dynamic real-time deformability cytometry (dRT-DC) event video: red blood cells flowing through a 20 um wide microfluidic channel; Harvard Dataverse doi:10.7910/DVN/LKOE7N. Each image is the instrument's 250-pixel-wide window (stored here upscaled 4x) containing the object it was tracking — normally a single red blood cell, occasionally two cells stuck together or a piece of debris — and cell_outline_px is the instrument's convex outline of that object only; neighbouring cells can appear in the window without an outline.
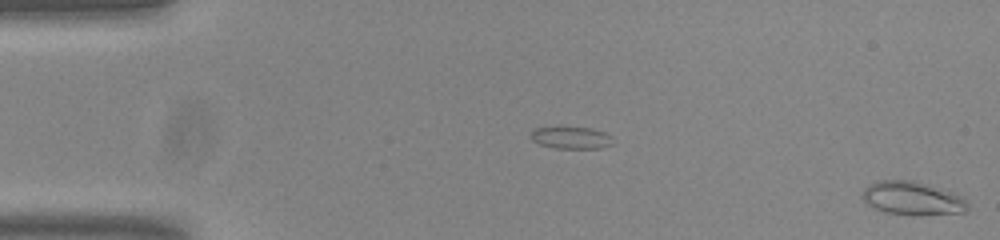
{"species": "common noctule bat (a hibernating species)", "species_latin": "Nyctalus noctula", "temperature_condition": "room temperature", "stored_images_in_passage": 13, "segment_of_instrument_passage": [2, 2], "camera_frame_rate_fps": 3000, "um_per_image_px": 0.085, "animal": {"sex": "male", "body_mass_g": 20.0, "forearm_length_mm": 53.3}, "frame": {"image": 1, "passage_image": 13, "time_ms": 4.0, "image_size_px": [1000, 240], "cell_outline_px": [[968, 208], [964, 212], [920, 216], [912, 216], [884, 212], [868, 204], [860, 196], [864, 188], [868, 184], [876, 180], [912, 180], [928, 184], [952, 192], [960, 196], [968, 204]], "centroid_in_image_um": [77.52, 16.86], "position_along_channel_um": 7.5, "area_um2": 20.81}}